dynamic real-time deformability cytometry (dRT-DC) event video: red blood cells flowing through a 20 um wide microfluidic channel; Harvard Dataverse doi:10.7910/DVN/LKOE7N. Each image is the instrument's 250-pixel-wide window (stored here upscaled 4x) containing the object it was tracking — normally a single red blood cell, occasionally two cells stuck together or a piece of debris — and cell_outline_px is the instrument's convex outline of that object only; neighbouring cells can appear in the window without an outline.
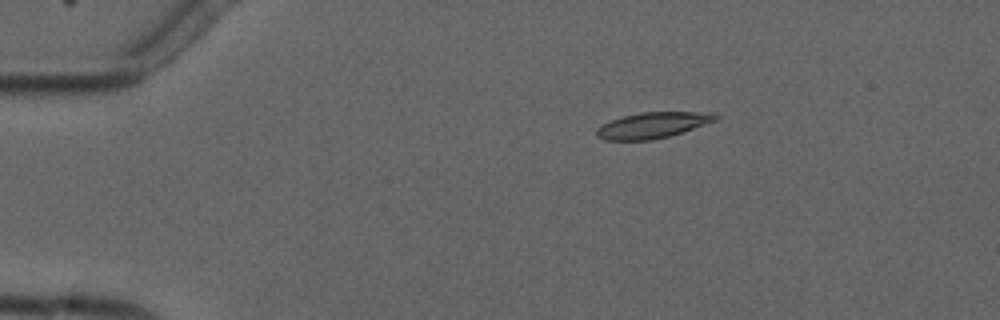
{"species": "common noctule bat (a hibernating species)", "species_latin": "Nyctalus noctula", "temperature_condition": "cold", "stored_images_in_passage": 5, "camera_frame_rate_fps": 3000, "um_per_image_px": 0.085, "animal": {"sex": "male", "forearm_length_mm": 52.5}, "frame": {"image": 1, "passage_image": 3, "time_ms": 3.0, "image_size_px": [1000, 320], "cell_outline_px": [[720, 116], [716, 120], [668, 136], [652, 140], [604, 140], [596, 136], [596, 128], [600, 124], [624, 116], [640, 112], [712, 112]], "centroid_in_image_um": [55.43, 10.64], "position_along_channel_um": 29.6, "area_um2": 17.8}}